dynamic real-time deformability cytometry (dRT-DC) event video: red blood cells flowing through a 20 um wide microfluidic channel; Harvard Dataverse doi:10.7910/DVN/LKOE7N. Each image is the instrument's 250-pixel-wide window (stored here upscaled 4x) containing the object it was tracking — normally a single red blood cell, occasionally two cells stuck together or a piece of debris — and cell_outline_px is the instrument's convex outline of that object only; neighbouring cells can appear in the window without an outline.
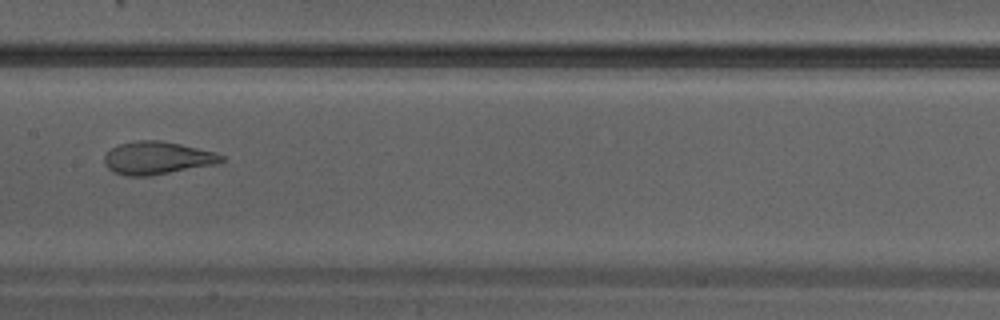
{"species": "Egyptian fruit bat (a non-hibernating species)", "species_latin": "Rousettus aegyptiacus", "temperature_condition": "warm", "stored_images_in_passage": 23, "camera_frame_rate_fps": 3000, "um_per_image_px": 0.085, "animal": {"sex": "male"}, "frame": {"image": 1, "passage_image": 7, "time_ms": 2.0, "image_size_px": [1000, 320], "cell_outline_px": [[224, 160], [216, 164], [148, 176], [128, 176], [112, 172], [104, 164], [104, 156], [112, 148], [120, 144], [136, 140], [160, 140], [180, 144], [216, 152], [224, 156]], "centroid_in_image_um": [13.35, 13.43], "position_along_channel_um": 194.1, "area_um2": 22.31}}
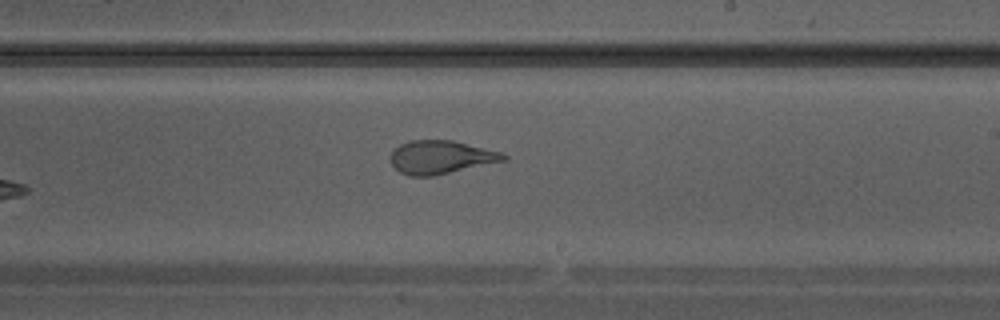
{"frame": {"image": 2, "passage_image": 10, "time_ms": 3.0, "image_size_px": [1000, 320], "cell_outline_px": [[508, 160], [432, 176], [408, 176], [400, 172], [392, 164], [392, 152], [400, 144], [408, 140], [452, 140], [504, 152], [508, 156]], "centroid_in_image_um": [37.52, 13.35], "position_along_channel_um": 251.5, "area_um2": 21.96}}